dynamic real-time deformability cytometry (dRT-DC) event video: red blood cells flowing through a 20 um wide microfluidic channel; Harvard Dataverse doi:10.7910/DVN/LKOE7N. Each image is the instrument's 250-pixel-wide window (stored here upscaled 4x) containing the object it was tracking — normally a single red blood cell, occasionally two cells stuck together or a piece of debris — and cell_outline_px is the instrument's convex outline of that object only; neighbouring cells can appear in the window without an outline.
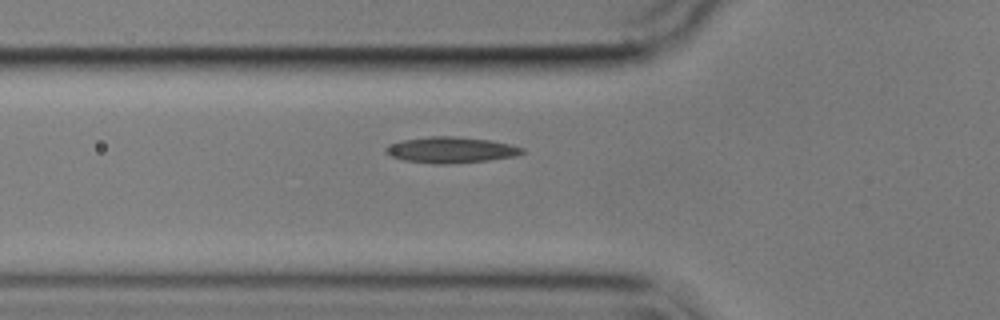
{"species": "common noctule bat (a hibernating species)", "species_latin": "Nyctalus noctula", "temperature_condition": "cold", "stored_images_in_passage": 13, "camera_frame_rate_fps": 3000, "um_per_image_px": 0.085, "animal": {"sex": "male", "body_mass_g": 17.9}, "frame": {"image": 1, "passage_image": 2, "time_ms": 0.333, "image_size_px": [1000, 320], "cell_outline_px": [[524, 152], [516, 156], [488, 160], [448, 164], [436, 164], [404, 160], [388, 156], [384, 152], [384, 148], [388, 144], [404, 140], [428, 136], [452, 136], [488, 140], [508, 144], [524, 148]], "centroid_in_image_um": [38.26, 12.75], "position_along_channel_um": 87.5, "area_um2": 20.63}}
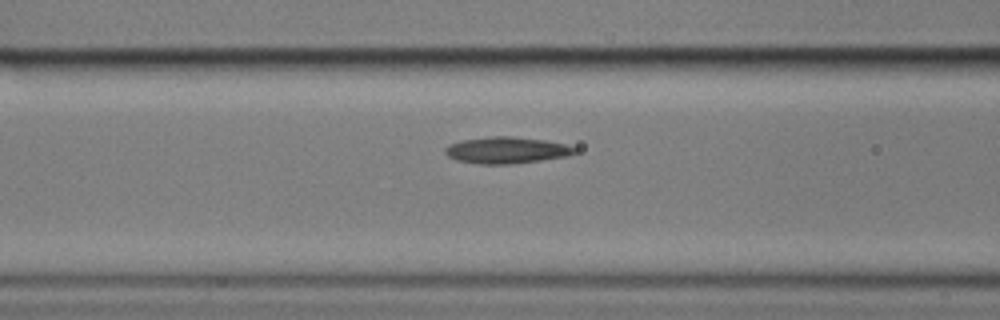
{"frame": {"image": 2, "passage_image": 5, "time_ms": 1.333, "image_size_px": [1000, 320], "cell_outline_px": [[576, 152], [568, 156], [512, 164], [480, 164], [456, 160], [448, 156], [444, 152], [444, 148], [448, 144], [464, 140], [492, 136], [512, 136], [544, 140], [564, 144], [576, 148]], "centroid_in_image_um": [43.03, 12.77], "position_along_channel_um": 123.6, "area_um2": 19.94}}
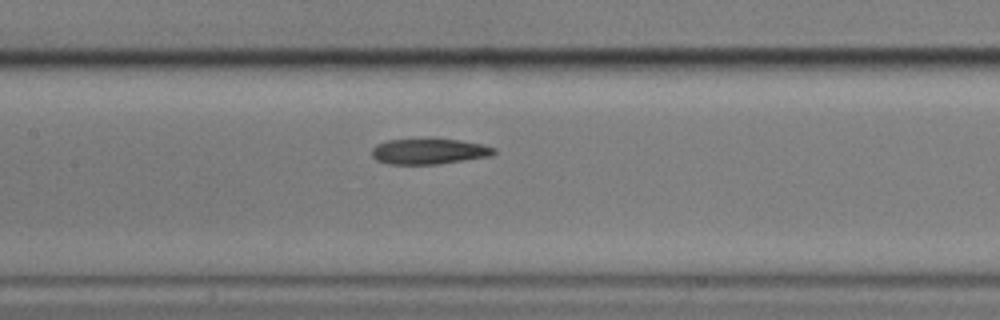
{"frame": {"image": 3, "passage_image": 9, "time_ms": 2.667, "image_size_px": [1000, 320], "cell_outline_px": [[496, 152], [492, 156], [436, 164], [388, 164], [376, 160], [372, 156], [372, 148], [376, 144], [388, 140], [460, 140], [484, 144], [496, 148]], "centroid_in_image_um": [36.49, 12.88], "position_along_channel_um": 170.9, "area_um2": 18.03}}